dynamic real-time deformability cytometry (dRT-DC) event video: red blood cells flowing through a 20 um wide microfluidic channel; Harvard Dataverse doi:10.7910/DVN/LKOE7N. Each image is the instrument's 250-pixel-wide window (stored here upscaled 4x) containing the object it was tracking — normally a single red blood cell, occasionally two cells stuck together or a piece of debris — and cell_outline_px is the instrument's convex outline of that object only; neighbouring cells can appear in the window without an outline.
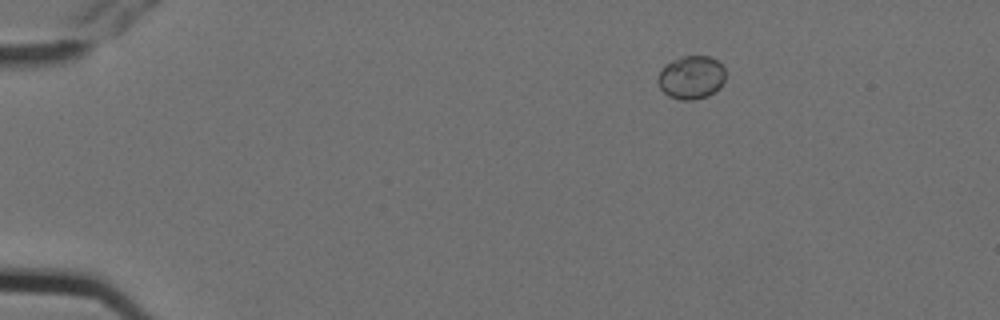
{"species": "Egyptian fruit bat (a non-hibernating species)", "species_latin": "Rousettus aegyptiacus", "temperature_condition": "cold", "stored_images_in_passage": 4, "camera_frame_rate_fps": 3000, "um_per_image_px": 0.085, "animal": {"sex": "female"}, "frame": {"image": 1, "passage_image": 1, "time_ms": 0.0, "image_size_px": [1000, 320], "cell_outline_px": [[724, 80], [720, 88], [708, 96], [692, 100], [680, 100], [668, 96], [660, 88], [656, 80], [660, 72], [672, 60], [684, 56], [708, 56], [716, 60], [724, 68]], "centroid_in_image_um": [58.76, 6.6], "position_along_channel_um": 26.2, "area_um2": 16.94}}
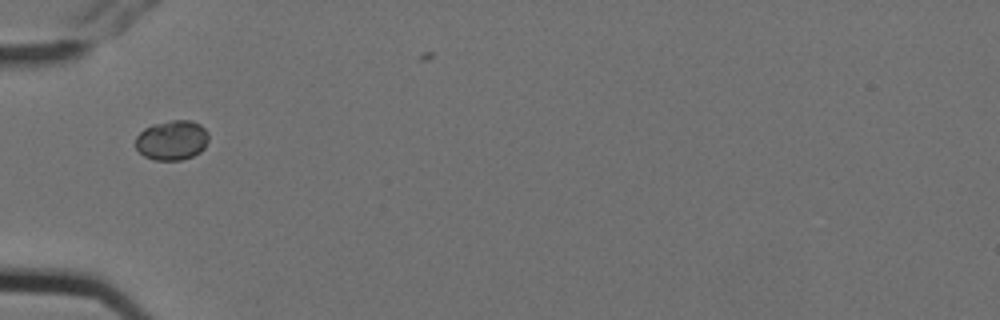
{"frame": {"image": 2, "passage_image": 4, "time_ms": 1.0, "image_size_px": [1000, 320], "cell_outline_px": [[208, 140], [204, 148], [200, 152], [192, 156], [180, 160], [156, 160], [144, 156], [136, 148], [136, 136], [144, 128], [152, 124], [172, 120], [192, 120], [200, 124], [208, 132]], "centroid_in_image_um": [14.62, 11.9], "position_along_channel_um": 70.4, "area_um2": 16.99}}